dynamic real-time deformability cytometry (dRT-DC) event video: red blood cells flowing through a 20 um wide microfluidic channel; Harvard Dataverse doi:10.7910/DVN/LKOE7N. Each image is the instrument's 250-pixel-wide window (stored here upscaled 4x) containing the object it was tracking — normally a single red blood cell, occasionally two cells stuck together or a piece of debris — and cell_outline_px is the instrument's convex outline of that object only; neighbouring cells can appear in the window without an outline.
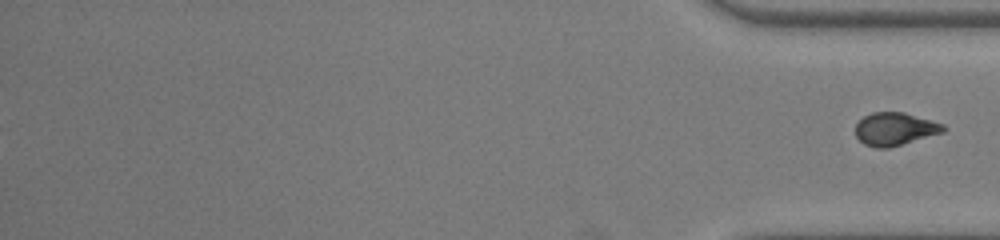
{"species": "common noctule bat (a hibernating species)", "species_latin": "Nyctalus noctula", "temperature_condition": "room temperature", "stored_images_in_passage": 56, "segment_of_instrument_passage": [2, 2], "camera_frame_rate_fps": 3000, "um_per_image_px": 0.085, "animal": {"sex": "female", "body_mass_g": 22.0, "forearm_length_mm": 56.7}, "frame": {"image": 1, "passage_image": 56, "time_ms": 18.333, "image_size_px": [1000, 240], "cell_outline_px": [[948, 128], [944, 132], [888, 148], [876, 148], [864, 144], [856, 136], [856, 124], [864, 116], [872, 112], [904, 112], [932, 120], [944, 124]], "centroid_in_image_um": [76.09, 10.96], "position_along_channel_um": 359.1, "area_um2": 16.88}}